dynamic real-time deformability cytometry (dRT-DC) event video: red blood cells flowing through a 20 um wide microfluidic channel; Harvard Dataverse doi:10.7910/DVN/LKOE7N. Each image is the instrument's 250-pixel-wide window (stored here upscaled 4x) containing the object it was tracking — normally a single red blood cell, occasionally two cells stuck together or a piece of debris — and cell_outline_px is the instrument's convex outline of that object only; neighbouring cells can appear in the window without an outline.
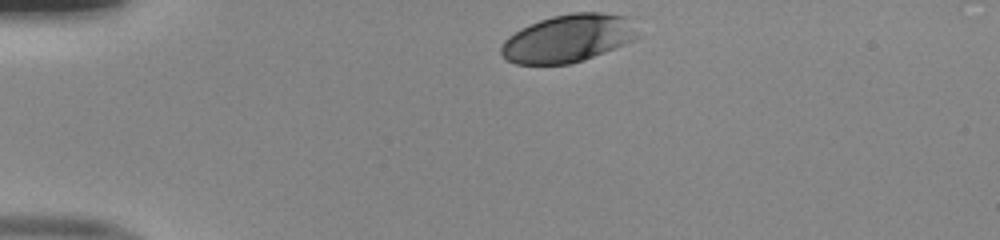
{"species": "human", "species_latin": "Homo sapiens", "temperature_condition": "room temperature", "stored_images_in_passage": 33, "camera_frame_rate_fps": 3000, "um_per_image_px": 0.085, "donor": {"sex": "male"}, "frame": {"image": 1, "passage_image": 1, "time_ms": 0.0, "image_size_px": [1000, 240], "cell_outline_px": [[640, 36], [624, 44], [584, 60], [568, 64], [516, 64], [508, 60], [500, 52], [500, 48], [504, 40], [508, 36], [520, 28], [540, 20], [552, 16], [572, 12], [600, 12], [636, 16]], "centroid_in_image_um": [48.38, 3.22], "position_along_channel_um": 36.6, "area_um2": 38.67}}
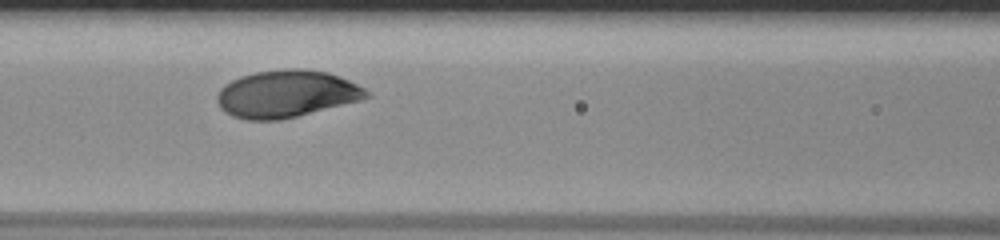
{"frame": {"image": 2, "passage_image": 13, "time_ms": 4.0, "image_size_px": [1000, 240], "cell_outline_px": [[372, 96], [360, 100], [280, 120], [248, 120], [232, 116], [220, 108], [216, 100], [216, 96], [220, 88], [224, 84], [240, 76], [256, 72], [284, 68], [300, 68], [328, 72], [348, 80], [372, 92]], "centroid_in_image_um": [24.33, 7.97], "position_along_channel_um": 142.3, "area_um2": 41.15}}
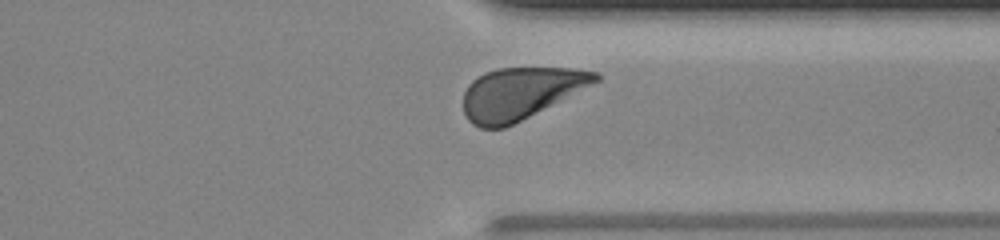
{"frame": {"image": 3, "passage_image": 30, "time_ms": 9.667, "image_size_px": [1000, 240], "cell_outline_px": [[600, 80], [504, 128], [480, 128], [472, 124], [468, 120], [464, 112], [464, 92], [468, 84], [472, 80], [484, 72], [500, 68], [572, 68], [600, 72]], "centroid_in_image_um": [44.2, 7.91], "position_along_channel_um": 367.2, "area_um2": 39.36}, "authors_computed_cell_mechanics": {"area_um2": 40.0554, "velocity_mm_per_s": 3.9679, "shape_relaxation_time_tau1_ms": 1.4436, "shape_relaxation_time_tau2_ms": null, "deformation_change_tau1": 0.1017, "deformation_change_tau2": null}}